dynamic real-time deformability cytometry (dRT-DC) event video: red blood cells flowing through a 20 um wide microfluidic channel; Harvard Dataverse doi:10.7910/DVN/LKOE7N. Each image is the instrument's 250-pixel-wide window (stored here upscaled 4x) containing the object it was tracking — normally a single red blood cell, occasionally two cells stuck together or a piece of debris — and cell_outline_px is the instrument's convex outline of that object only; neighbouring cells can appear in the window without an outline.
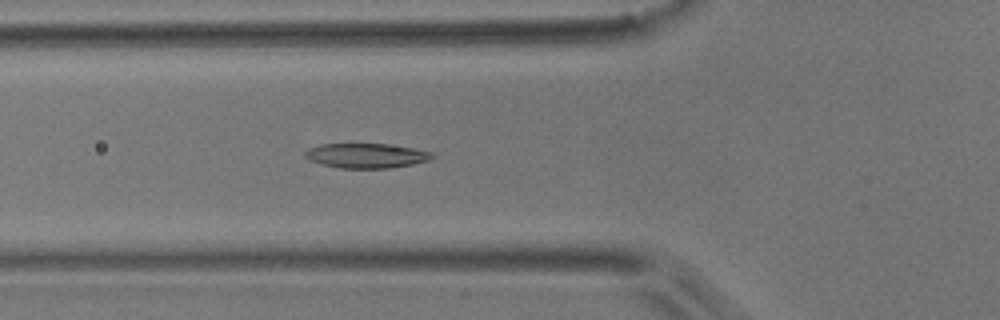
{"species": "common noctule bat (a hibernating species)", "species_latin": "Nyctalus noctula", "temperature_condition": "room temperature", "stored_images_in_passage": 5, "camera_frame_rate_fps": 3000, "um_per_image_px": 0.085, "animal": {"sex": "male", "body_mass_g": 17.9}, "frame": {"image": 1, "passage_image": 5, "time_ms": 4.667, "image_size_px": [1000, 320], "cell_outline_px": [[436, 156], [428, 160], [412, 164], [388, 168], [340, 168], [320, 164], [308, 160], [304, 156], [304, 152], [308, 148], [320, 144], [388, 144], [436, 152]], "centroid_in_image_um": [31.12, 13.23], "position_along_channel_um": 94.7, "area_um2": 18.44}}